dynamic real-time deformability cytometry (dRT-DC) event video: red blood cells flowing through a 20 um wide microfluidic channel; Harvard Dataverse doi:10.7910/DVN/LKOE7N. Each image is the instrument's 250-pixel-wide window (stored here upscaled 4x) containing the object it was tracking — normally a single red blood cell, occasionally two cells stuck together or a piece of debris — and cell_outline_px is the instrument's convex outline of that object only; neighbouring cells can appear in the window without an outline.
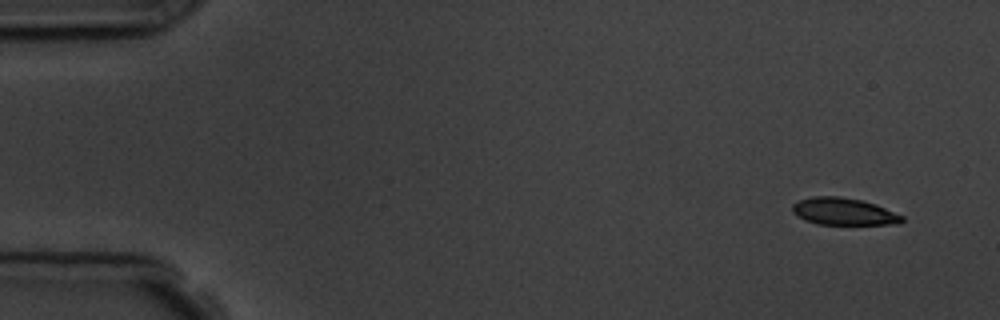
{"species": "common noctule bat (a hibernating species)", "species_latin": "Nyctalus noctula", "temperature_condition": "room temperature", "stored_images_in_passage": 6, "camera_frame_rate_fps": 3000, "um_per_image_px": 0.085, "animal": {"sex": "male", "body_mass_g": 19.5, "forearm_length_mm": 54.6}, "frame": {"image": 1, "passage_image": 1, "time_ms": 0.0, "image_size_px": [1000, 320], "cell_outline_px": [[904, 220], [900, 224], [816, 224], [804, 220], [796, 216], [792, 212], [792, 204], [800, 200], [812, 196], [840, 196], [860, 200], [876, 204], [904, 216]], "centroid_in_image_um": [71.7, 17.98], "position_along_channel_um": 13.3, "area_um2": 17.46}}
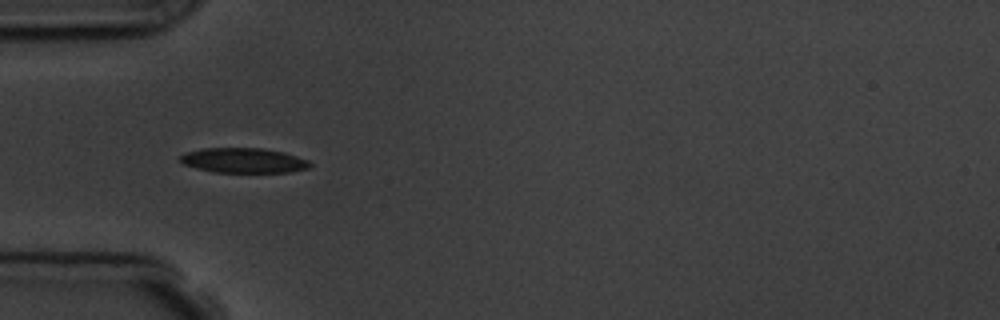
{"frame": {"image": 2, "passage_image": 5, "time_ms": 4.667, "image_size_px": [1000, 320], "cell_outline_px": [[312, 164], [308, 168], [288, 172], [212, 172], [196, 168], [184, 164], [180, 160], [180, 156], [188, 152], [200, 148], [264, 148], [284, 152], [308, 160]], "centroid_in_image_um": [20.71, 13.63], "position_along_channel_um": 64.3, "area_um2": 18.79}}